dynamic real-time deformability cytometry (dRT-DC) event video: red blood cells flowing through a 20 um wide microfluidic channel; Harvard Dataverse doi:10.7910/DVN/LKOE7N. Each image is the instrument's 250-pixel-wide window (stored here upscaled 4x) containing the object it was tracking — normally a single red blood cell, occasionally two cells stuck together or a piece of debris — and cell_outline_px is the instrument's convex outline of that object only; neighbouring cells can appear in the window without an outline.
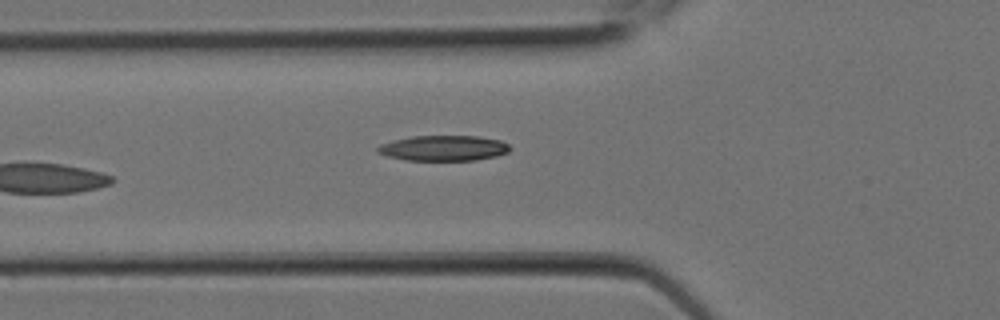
{"species": "Egyptian fruit bat (a non-hibernating species)", "species_latin": "Rousettus aegyptiacus", "temperature_condition": "room temperature", "stored_images_in_passage": 3, "camera_frame_rate_fps": 3000, "um_per_image_px": 0.085, "animal": {"sex": "female"}, "frame": {"image": 1, "passage_image": 3, "time_ms": 0.667, "image_size_px": [1000, 320], "cell_outline_px": [[512, 148], [508, 152], [496, 156], [476, 160], [404, 160], [388, 156], [376, 152], [376, 148], [380, 144], [392, 140], [412, 136], [476, 136], [500, 140], [508, 144]], "centroid_in_image_um": [37.69, 12.59], "position_along_channel_um": 88.1, "area_um2": 19.65}}